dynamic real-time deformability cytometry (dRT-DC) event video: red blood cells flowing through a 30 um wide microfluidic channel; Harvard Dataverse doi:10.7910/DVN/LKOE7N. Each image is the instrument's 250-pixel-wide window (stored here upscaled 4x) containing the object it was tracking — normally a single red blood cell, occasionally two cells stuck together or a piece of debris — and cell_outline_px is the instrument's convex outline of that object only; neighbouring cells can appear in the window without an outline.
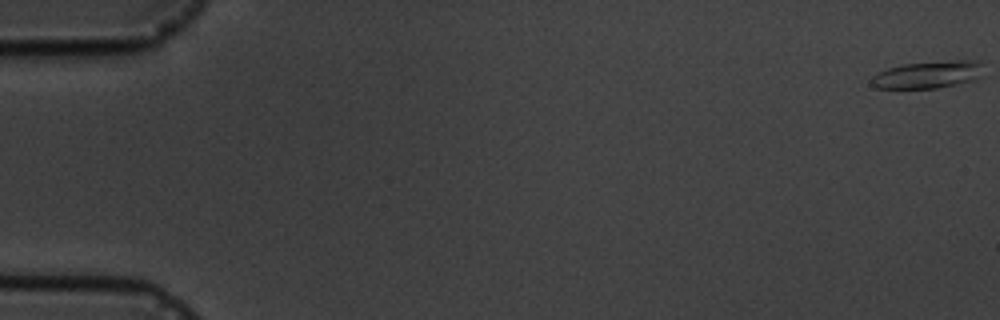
{"species": "common noctule bat (a hibernating species)", "species_latin": "Nyctalus noctula", "temperature_condition": "cold", "stored_images_in_passage": 5, "camera_frame_rate_fps": 3000, "um_per_image_px": 0.085, "animal": {"sex": "male", "body_mass_g": 19.5, "forearm_length_mm": 54.6}, "frame": {"image": 1, "passage_image": 1, "time_ms": 0.0, "image_size_px": [1000, 320], "cell_outline_px": [[980, 76], [976, 80], [936, 88], [876, 88], [868, 84], [872, 76], [888, 68], [904, 64], [956, 60], [980, 60]], "centroid_in_image_um": [78.84, 6.35], "position_along_channel_um": 6.2, "area_um2": 17.69}}